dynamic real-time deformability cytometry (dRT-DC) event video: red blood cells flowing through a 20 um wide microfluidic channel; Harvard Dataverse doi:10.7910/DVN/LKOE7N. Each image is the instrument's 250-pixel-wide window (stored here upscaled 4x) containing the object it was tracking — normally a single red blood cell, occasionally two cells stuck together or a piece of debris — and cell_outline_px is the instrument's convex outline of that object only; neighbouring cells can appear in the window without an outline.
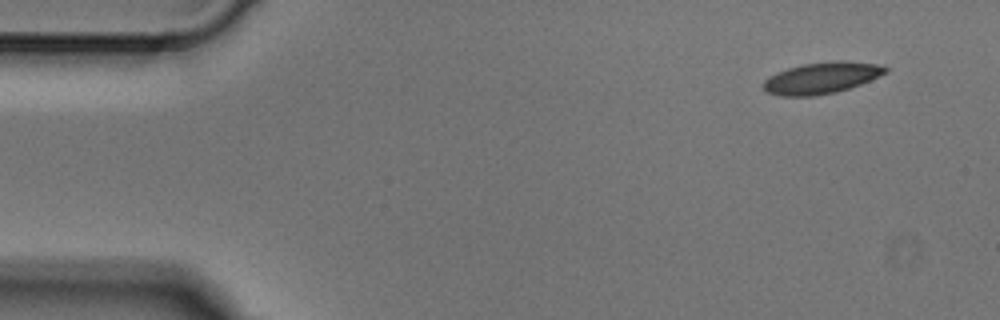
{"species": "Egyptian fruit bat (a non-hibernating species)", "species_latin": "Rousettus aegyptiacus", "temperature_condition": "cold", "stored_images_in_passage": 3, "segment_of_instrument_passage": [2, 2], "camera_frame_rate_fps": 3000, "um_per_image_px": 0.085, "animal": {"sex": "male"}, "frame": {"image": 1, "passage_image": 3, "time_ms": 0.667, "image_size_px": [1000, 320], "cell_outline_px": [[888, 72], [860, 84], [836, 92], [816, 96], [780, 96], [768, 92], [764, 88], [764, 80], [768, 76], [776, 72], [788, 68], [804, 64], [836, 60], [840, 60], [880, 64], [888, 68]], "centroid_in_image_um": [69.84, 6.62], "position_along_channel_um": 15.2, "area_um2": 22.31}}